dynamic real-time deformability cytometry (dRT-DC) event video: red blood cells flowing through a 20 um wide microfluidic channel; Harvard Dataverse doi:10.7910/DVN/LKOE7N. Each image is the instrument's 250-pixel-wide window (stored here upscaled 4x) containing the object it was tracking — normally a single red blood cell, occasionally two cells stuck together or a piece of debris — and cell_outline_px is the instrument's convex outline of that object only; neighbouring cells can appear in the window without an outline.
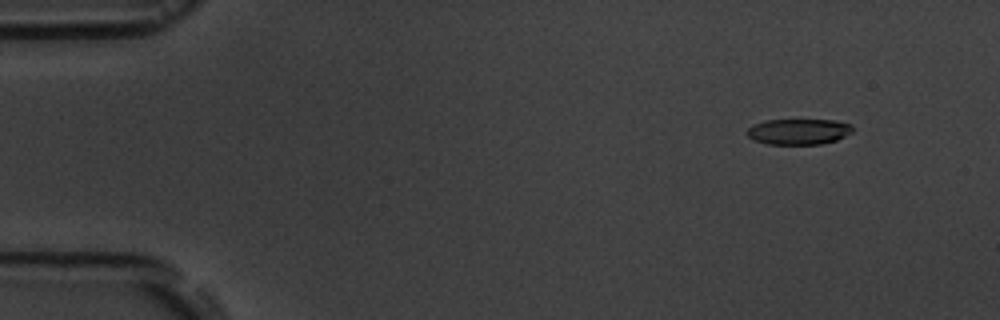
{"species": "common noctule bat (a hibernating species)", "species_latin": "Nyctalus noctula", "temperature_condition": "room temperature", "stored_images_in_passage": 5, "camera_frame_rate_fps": 3000, "um_per_image_px": 0.085, "animal": {"sex": "male", "body_mass_g": 19.5, "forearm_length_mm": 54.6}, "frame": {"image": 1, "passage_image": 1, "time_ms": 0.0, "image_size_px": [1000, 320], "cell_outline_px": [[852, 132], [836, 140], [820, 144], [768, 144], [752, 140], [748, 136], [748, 128], [764, 120], [836, 120], [852, 124]], "centroid_in_image_um": [67.89, 11.18], "position_along_channel_um": 17.1, "area_um2": 15.78}}